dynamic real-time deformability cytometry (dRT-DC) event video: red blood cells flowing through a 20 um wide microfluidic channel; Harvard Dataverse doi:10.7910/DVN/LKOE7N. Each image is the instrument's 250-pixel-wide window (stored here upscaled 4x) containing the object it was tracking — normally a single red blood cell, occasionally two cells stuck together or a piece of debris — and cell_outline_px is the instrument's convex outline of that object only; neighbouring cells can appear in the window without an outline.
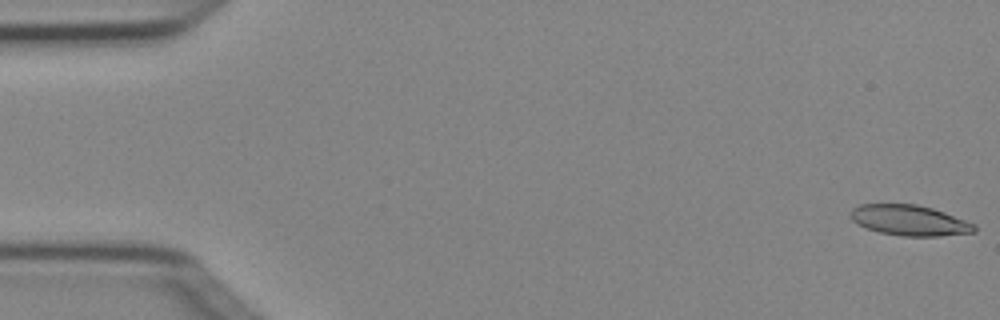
{"species": "Egyptian fruit bat (a non-hibernating species)", "species_latin": "Rousettus aegyptiacus", "temperature_condition": "cold", "stored_images_in_passage": 4, "camera_frame_rate_fps": 3000, "um_per_image_px": 0.085, "animal": {"sex": "female"}, "frame": {"image": 1, "passage_image": 1, "time_ms": 0.0, "image_size_px": [1000, 320], "cell_outline_px": [[976, 232], [940, 236], [900, 236], [880, 232], [868, 228], [852, 220], [852, 208], [860, 204], [916, 204], [932, 208], [944, 212], [976, 224]], "centroid_in_image_um": [77.36, 18.73], "position_along_channel_um": 7.6, "area_um2": 21.85}}
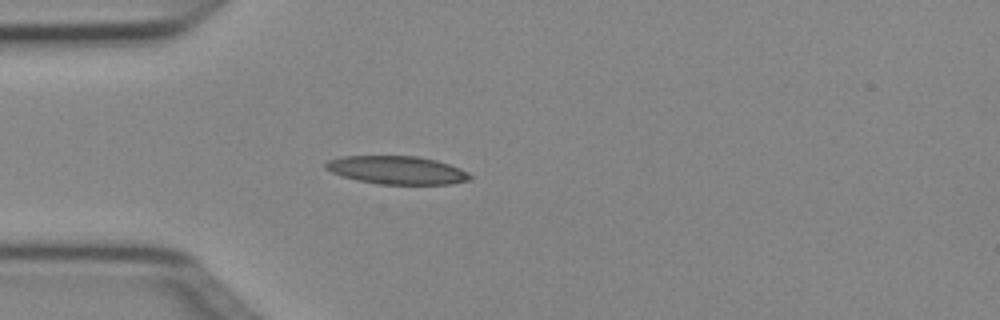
{"frame": {"image": 2, "passage_image": 4, "time_ms": 1.0, "image_size_px": [1000, 320], "cell_outline_px": [[472, 176], [468, 180], [452, 184], [376, 184], [356, 180], [332, 172], [324, 168], [324, 164], [328, 160], [340, 156], [416, 156], [436, 160], [460, 168], [468, 172]], "centroid_in_image_um": [33.72, 14.46], "position_along_channel_um": 51.3, "area_um2": 23.7}}